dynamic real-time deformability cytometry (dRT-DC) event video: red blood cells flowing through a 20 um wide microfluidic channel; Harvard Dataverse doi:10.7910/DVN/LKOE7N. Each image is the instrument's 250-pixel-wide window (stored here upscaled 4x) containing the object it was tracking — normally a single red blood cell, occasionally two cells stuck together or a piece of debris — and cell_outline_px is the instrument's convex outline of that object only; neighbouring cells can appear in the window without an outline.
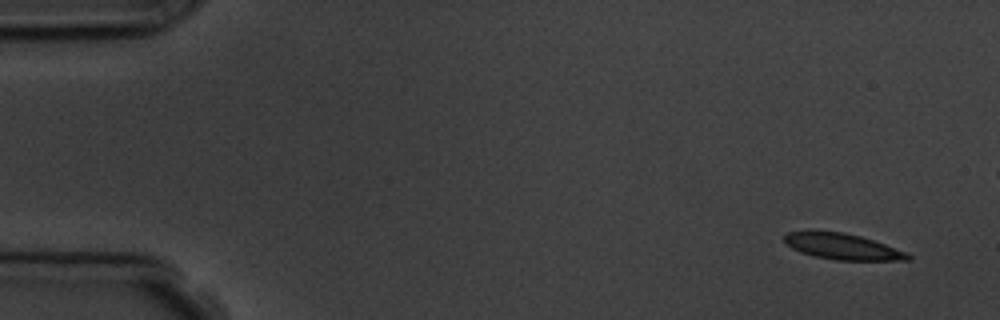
{"species": "common noctule bat (a hibernating species)", "species_latin": "Nyctalus noctula", "temperature_condition": "room temperature", "stored_images_in_passage": 7, "camera_frame_rate_fps": 3000, "um_per_image_px": 0.085, "animal": {"sex": "male", "body_mass_g": 19.5, "forearm_length_mm": 54.6}, "frame": {"image": 1, "passage_image": 1, "time_ms": 0.0, "image_size_px": [1000, 320], "cell_outline_px": [[912, 260], [836, 260], [812, 256], [800, 252], [792, 248], [784, 240], [784, 236], [788, 232], [812, 228], [844, 232], [860, 236], [908, 252], [912, 256]], "centroid_in_image_um": [71.56, 20.92], "position_along_channel_um": 13.4, "area_um2": 19.25}}